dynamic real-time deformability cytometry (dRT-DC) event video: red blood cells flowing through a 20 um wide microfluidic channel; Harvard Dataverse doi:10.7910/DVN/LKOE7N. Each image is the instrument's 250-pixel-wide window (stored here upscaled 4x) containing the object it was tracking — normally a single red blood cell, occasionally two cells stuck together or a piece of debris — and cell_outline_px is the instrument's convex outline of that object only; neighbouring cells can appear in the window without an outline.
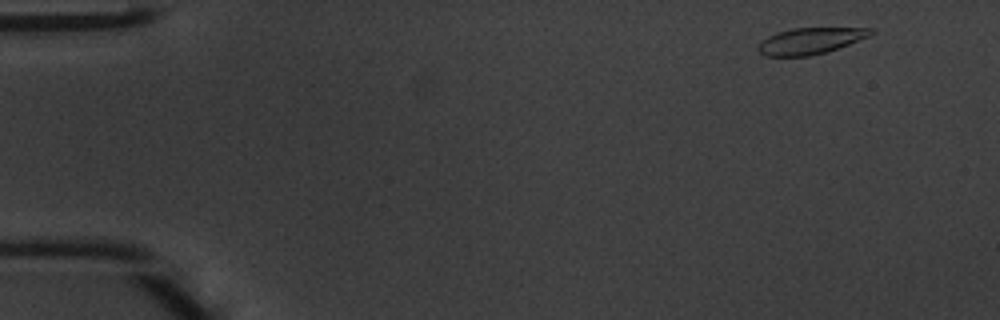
{"species": "common noctule bat (a hibernating species)", "species_latin": "Nyctalus noctula", "temperature_condition": "warm", "stored_images_in_passage": 45, "camera_frame_rate_fps": 3000, "um_per_image_px": 0.085, "animal": {"sex": "male", "body_mass_g": 20.1, "forearm_length_mm": 53.5}, "frame": {"image": 1, "passage_image": 1, "time_ms": 0.0, "image_size_px": [1000, 320], "cell_outline_px": [[876, 32], [872, 36], [824, 52], [808, 56], [764, 56], [756, 48], [768, 36], [776, 32], [792, 28], [872, 28]], "centroid_in_image_um": [68.9, 3.46], "position_along_channel_um": 16.1, "area_um2": 17.17}}
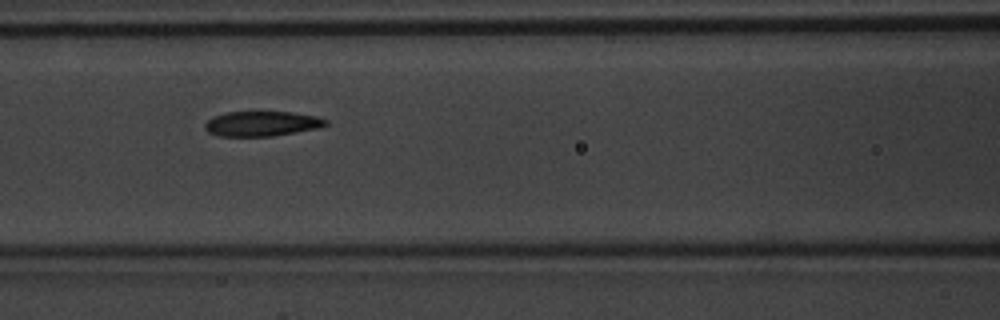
{"frame": {"image": 2, "passage_image": 18, "time_ms": 5.667, "image_size_px": [1000, 320], "cell_outline_px": [[328, 124], [320, 128], [272, 136], [216, 136], [208, 132], [204, 128], [204, 124], [212, 116], [224, 112], [292, 112], [316, 116], [328, 120]], "centroid_in_image_um": [22.24, 10.51], "position_along_channel_um": 144.4, "area_um2": 17.74}}
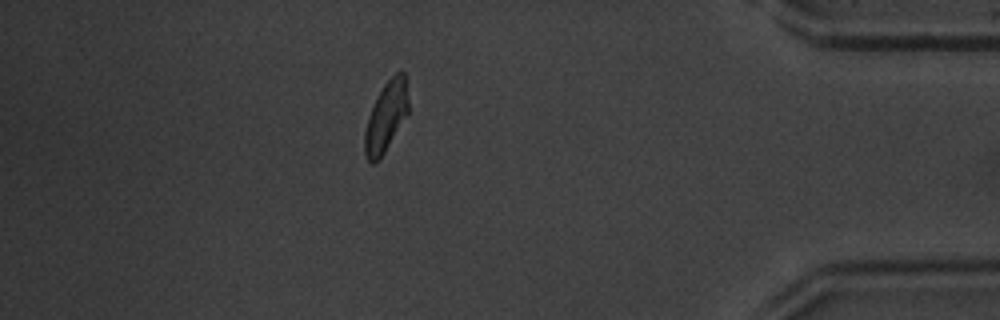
{"frame": {"image": 3, "passage_image": 39, "time_ms": 12.667, "image_size_px": [1000, 320], "cell_outline_px": [[408, 112], [384, 152], [372, 164], [368, 160], [364, 152], [364, 132], [368, 116], [384, 84], [400, 68], [404, 72], [408, 100]], "centroid_in_image_um": [32.81, 9.89], "position_along_channel_um": 402.4, "area_um2": 17.34}, "authors_computed_cell_mechanics": {"area_um2": 18.4382, "velocity_mm_per_s": 4.2335, "shape_relaxation_time_tau1_ms": 2.754, "shape_relaxation_time_tau2_ms": 2.0222, "deformation_change_tau1": 0.1198, "deformation_change_tau2": 0.0718}}